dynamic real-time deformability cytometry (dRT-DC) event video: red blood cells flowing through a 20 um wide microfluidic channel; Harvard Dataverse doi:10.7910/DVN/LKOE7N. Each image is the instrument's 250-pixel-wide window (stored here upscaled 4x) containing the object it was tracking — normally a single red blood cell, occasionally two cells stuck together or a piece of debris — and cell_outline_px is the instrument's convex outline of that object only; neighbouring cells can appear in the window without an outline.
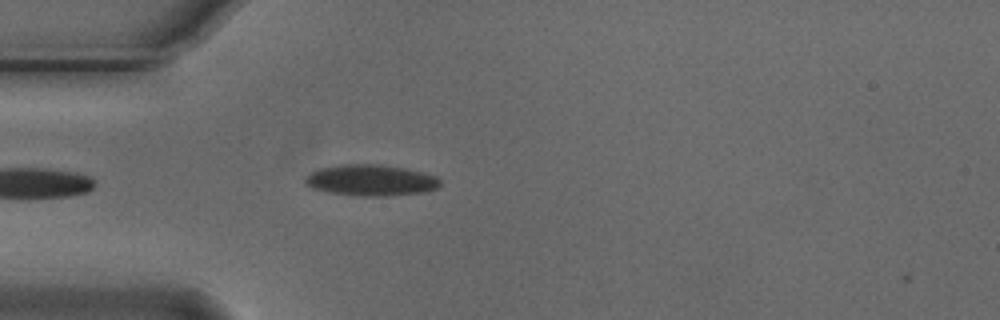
{"species": "Egyptian fruit bat (a non-hibernating species)", "species_latin": "Rousettus aegyptiacus", "temperature_condition": "cold", "stored_images_in_passage": 28, "camera_frame_rate_fps": 3000, "um_per_image_px": 0.085, "animal": {"sex": "male"}, "frame": {"image": 1, "passage_image": 4, "time_ms": 1.0, "image_size_px": [1000, 320], "cell_outline_px": [[440, 184], [436, 188], [424, 192], [384, 196], [356, 196], [328, 192], [312, 188], [304, 180], [304, 176], [320, 168], [340, 164], [380, 164], [404, 168], [424, 172], [436, 176], [440, 180]], "centroid_in_image_um": [31.52, 15.32], "position_along_channel_um": 53.5, "area_um2": 24.57}}
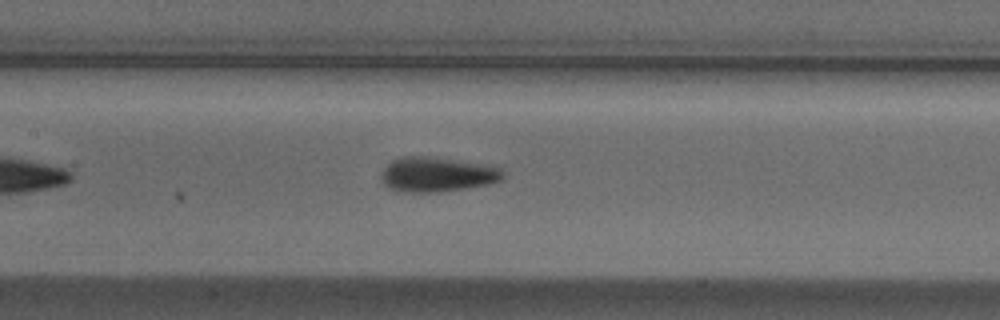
{"frame": {"image": 2, "passage_image": 14, "time_ms": 4.333, "image_size_px": [1000, 320], "cell_outline_px": [[504, 176], [500, 180], [492, 184], [436, 192], [396, 192], [388, 188], [380, 180], [380, 172], [392, 160], [404, 156], [428, 156], [492, 164], [500, 168], [504, 172]], "centroid_in_image_um": [37.15, 14.82], "position_along_channel_um": 170.2, "area_um2": 25.2}}
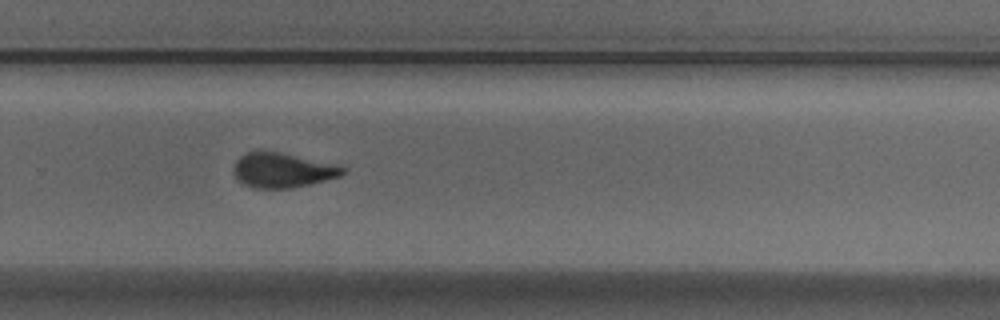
{"frame": {"image": 3, "passage_image": 25, "time_ms": 8.0, "image_size_px": [1000, 320], "cell_outline_px": [[348, 172], [340, 176], [292, 188], [252, 188], [244, 184], [232, 172], [232, 168], [236, 160], [244, 152], [260, 148], [340, 164]], "centroid_in_image_um": [23.99, 14.42], "position_along_channel_um": 305.8, "area_um2": 22.72}}